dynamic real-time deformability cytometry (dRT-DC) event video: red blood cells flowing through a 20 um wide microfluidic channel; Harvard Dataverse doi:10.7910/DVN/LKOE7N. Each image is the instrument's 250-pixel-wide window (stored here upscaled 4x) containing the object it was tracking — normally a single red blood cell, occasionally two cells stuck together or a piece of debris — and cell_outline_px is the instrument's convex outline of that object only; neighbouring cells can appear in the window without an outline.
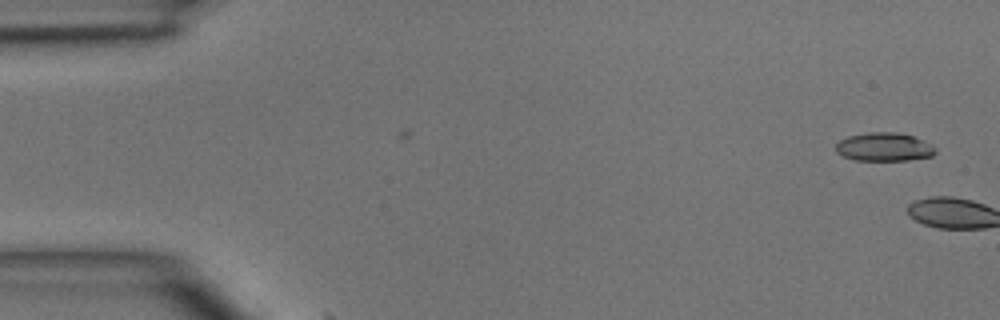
{"species": "common noctule bat (a hibernating species)", "species_latin": "Nyctalus noctula", "temperature_condition": "room temperature", "stored_images_in_passage": 2, "camera_frame_rate_fps": 3000, "um_per_image_px": 0.085, "animal": {"sex": "male", "body_mass_g": 15.6}, "frame": {"image": 1, "passage_image": 1, "time_ms": 0.0, "image_size_px": [1000, 320], "cell_outline_px": [[936, 152], [932, 156], [908, 160], [856, 160], [844, 156], [836, 152], [836, 144], [840, 140], [848, 136], [868, 132], [896, 132], [912, 136], [924, 140], [932, 144], [936, 148]], "centroid_in_image_um": [75.17, 12.48], "position_along_channel_um": 9.8, "area_um2": 16.53}}